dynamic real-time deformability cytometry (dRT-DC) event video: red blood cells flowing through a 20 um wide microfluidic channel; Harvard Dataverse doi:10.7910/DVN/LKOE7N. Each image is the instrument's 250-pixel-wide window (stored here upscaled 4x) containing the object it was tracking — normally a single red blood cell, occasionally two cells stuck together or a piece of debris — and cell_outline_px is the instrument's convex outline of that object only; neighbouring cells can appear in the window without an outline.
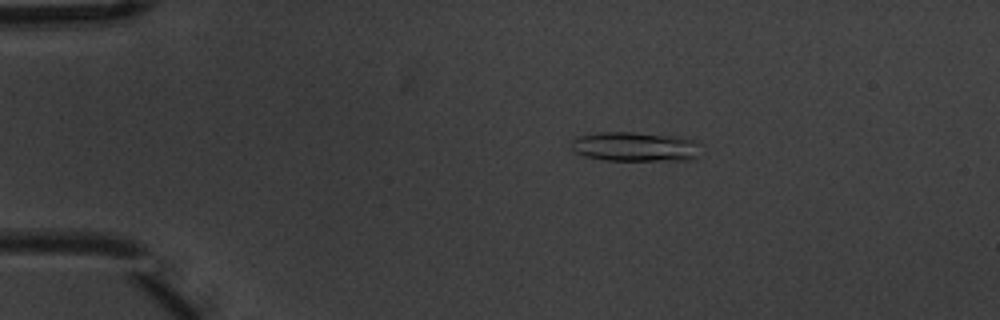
{"species": "common noctule bat (a hibernating species)", "species_latin": "Nyctalus noctula", "temperature_condition": "warm", "stored_images_in_passage": 5, "camera_frame_rate_fps": 3000, "um_per_image_px": 0.085, "animal": {"sex": "male", "body_mass_g": 20.1, "forearm_length_mm": 53.5}, "frame": {"image": 1, "passage_image": 4, "time_ms": 1.0, "image_size_px": [1000, 320], "cell_outline_px": [[704, 144], [696, 156], [692, 160], [604, 160], [584, 156], [576, 152], [572, 148], [572, 136], [600, 132], [632, 132], [672, 136], [696, 140]], "centroid_in_image_um": [54.0, 12.46], "position_along_channel_um": 31.0, "area_um2": 22.54}}